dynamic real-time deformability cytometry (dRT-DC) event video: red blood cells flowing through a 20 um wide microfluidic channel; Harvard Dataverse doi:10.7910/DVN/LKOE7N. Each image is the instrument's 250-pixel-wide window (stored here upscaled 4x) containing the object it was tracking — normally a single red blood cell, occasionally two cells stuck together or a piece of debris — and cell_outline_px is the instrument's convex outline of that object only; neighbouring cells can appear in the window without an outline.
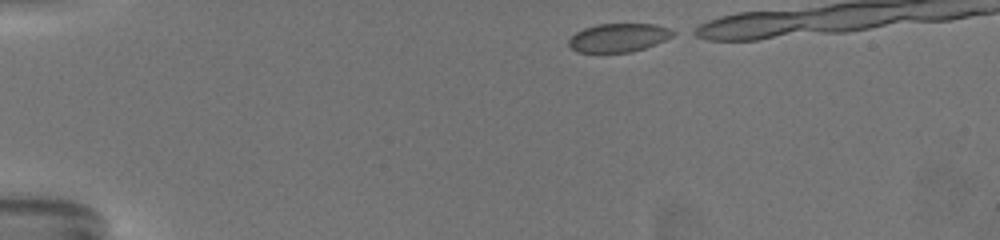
{"species": "common noctule bat (a hibernating species)", "species_latin": "Nyctalus noctula", "temperature_condition": "warm", "stored_images_in_passage": 44, "camera_frame_rate_fps": 3000, "um_per_image_px": 0.085, "animal": {"sex": "female", "body_mass_g": 19.5, "forearm_length_mm": 54.1}, "frame": {"image": 1, "passage_image": 2, "time_ms": 0.333, "image_size_px": [1000, 240], "cell_outline_px": [[680, 32], [656, 44], [632, 52], [576, 52], [568, 44], [568, 40], [576, 32], [584, 28], [596, 24], [656, 24], [672, 28]], "centroid_in_image_um": [52.63, 3.19], "position_along_channel_um": 32.4, "area_um2": 17.51}}
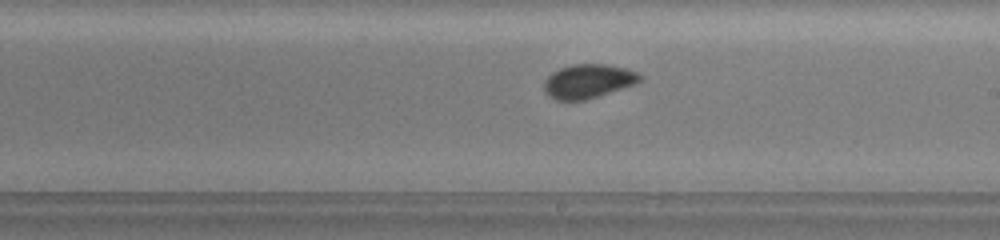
{"frame": {"image": 2, "passage_image": 27, "time_ms": 8.667, "image_size_px": [1000, 240], "cell_outline_px": [[644, 76], [636, 84], [584, 100], [556, 100], [548, 96], [544, 92], [544, 80], [552, 72], [560, 68], [572, 64], [608, 64], [640, 72]], "centroid_in_image_um": [50.0, 6.89], "position_along_channel_um": 239.0, "area_um2": 19.13}}
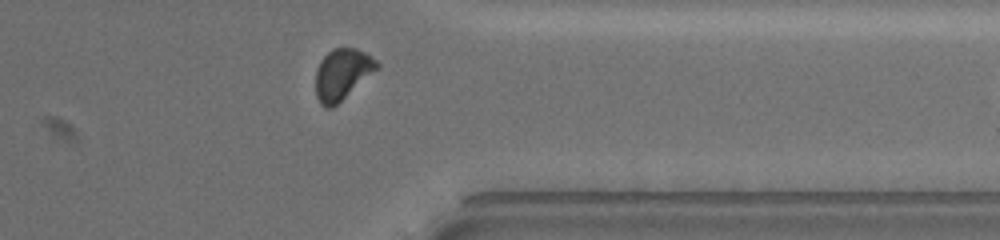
{"frame": {"image": 3, "passage_image": 40, "time_ms": 13.0, "image_size_px": [1000, 240], "cell_outline_px": [[380, 68], [332, 108], [324, 108], [320, 104], [316, 96], [316, 68], [320, 60], [332, 48], [356, 48], [364, 52], [376, 60], [380, 64]], "centroid_in_image_um": [29.09, 6.31], "position_along_channel_um": 382.3, "area_um2": 18.32}}